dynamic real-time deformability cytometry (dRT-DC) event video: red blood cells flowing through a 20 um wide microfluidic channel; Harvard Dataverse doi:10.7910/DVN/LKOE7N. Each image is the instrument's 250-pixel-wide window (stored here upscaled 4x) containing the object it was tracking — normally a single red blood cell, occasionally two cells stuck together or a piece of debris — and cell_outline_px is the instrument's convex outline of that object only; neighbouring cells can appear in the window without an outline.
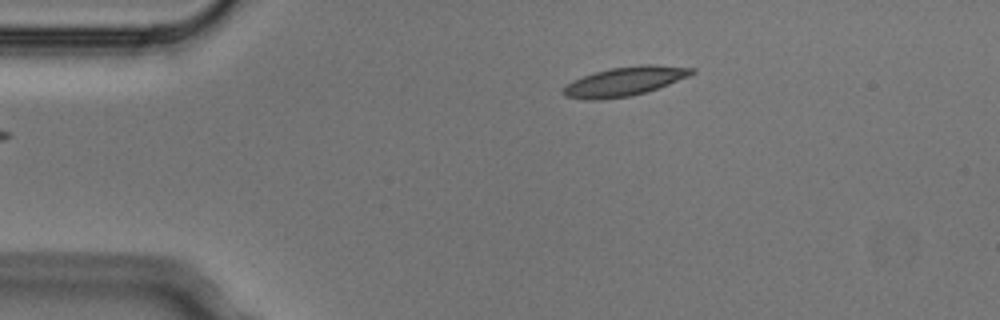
{"species": "Egyptian fruit bat (a non-hibernating species)", "species_latin": "Rousettus aegyptiacus", "temperature_condition": "cold", "stored_images_in_passage": 2, "camera_frame_rate_fps": 3000, "um_per_image_px": 0.085, "animal": {"sex": "male"}, "frame": {"image": 1, "passage_image": 2, "time_ms": 0.333, "image_size_px": [1000, 320], "cell_outline_px": [[696, 72], [688, 76], [668, 84], [644, 92], [628, 96], [600, 100], [588, 100], [564, 96], [564, 88], [572, 80], [596, 72], [612, 68], [644, 64], [652, 64], [696, 68]], "centroid_in_image_um": [53.11, 6.91], "position_along_channel_um": 31.9, "area_um2": 21.39}}